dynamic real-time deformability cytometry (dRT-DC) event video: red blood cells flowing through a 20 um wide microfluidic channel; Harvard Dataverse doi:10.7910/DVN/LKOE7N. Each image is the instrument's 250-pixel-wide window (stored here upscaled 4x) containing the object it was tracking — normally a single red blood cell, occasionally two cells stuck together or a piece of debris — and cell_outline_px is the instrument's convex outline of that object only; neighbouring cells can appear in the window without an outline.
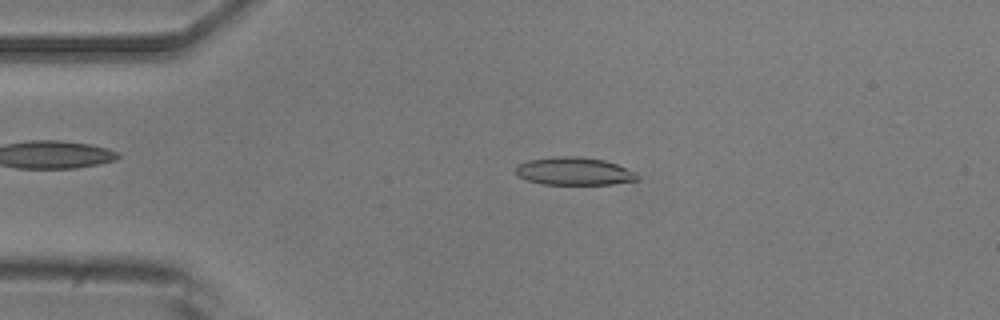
{"species": "common noctule bat (a hibernating species)", "species_latin": "Nyctalus noctula", "temperature_condition": "room temperature", "stored_images_in_passage": 4, "camera_frame_rate_fps": 3000, "um_per_image_px": 0.085, "animal": {"sex": "male", "body_mass_g": 20.5, "forearm_length_mm": 52.5}, "frame": {"image": 1, "passage_image": 3, "time_ms": 2.333, "image_size_px": [1000, 320], "cell_outline_px": [[640, 180], [612, 184], [540, 184], [528, 180], [520, 176], [516, 172], [516, 164], [528, 160], [552, 156], [580, 156], [604, 160], [616, 164], [636, 172], [640, 176]], "centroid_in_image_um": [48.82, 14.55], "position_along_channel_um": 36.2, "area_um2": 19.88}}